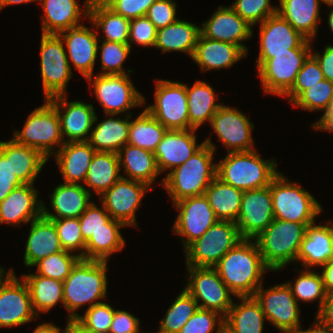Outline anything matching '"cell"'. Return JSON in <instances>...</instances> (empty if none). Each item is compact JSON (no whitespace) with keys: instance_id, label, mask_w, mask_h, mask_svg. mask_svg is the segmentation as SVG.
<instances>
[{"instance_id":"obj_17","label":"cell","mask_w":333,"mask_h":333,"mask_svg":"<svg viewBox=\"0 0 333 333\" xmlns=\"http://www.w3.org/2000/svg\"><path fill=\"white\" fill-rule=\"evenodd\" d=\"M211 128L230 152H246L254 150L252 130L254 124L236 107L223 105L211 119Z\"/></svg>"},{"instance_id":"obj_67","label":"cell","mask_w":333,"mask_h":333,"mask_svg":"<svg viewBox=\"0 0 333 333\" xmlns=\"http://www.w3.org/2000/svg\"><path fill=\"white\" fill-rule=\"evenodd\" d=\"M61 329L54 325L53 323H41V325H38L32 333H61ZM62 333H65V330H63Z\"/></svg>"},{"instance_id":"obj_8","label":"cell","mask_w":333,"mask_h":333,"mask_svg":"<svg viewBox=\"0 0 333 333\" xmlns=\"http://www.w3.org/2000/svg\"><path fill=\"white\" fill-rule=\"evenodd\" d=\"M312 48H294L290 53L259 54L256 66L264 92L283 97L293 86Z\"/></svg>"},{"instance_id":"obj_69","label":"cell","mask_w":333,"mask_h":333,"mask_svg":"<svg viewBox=\"0 0 333 333\" xmlns=\"http://www.w3.org/2000/svg\"><path fill=\"white\" fill-rule=\"evenodd\" d=\"M331 11L328 14V25L333 32V6H331Z\"/></svg>"},{"instance_id":"obj_19","label":"cell","mask_w":333,"mask_h":333,"mask_svg":"<svg viewBox=\"0 0 333 333\" xmlns=\"http://www.w3.org/2000/svg\"><path fill=\"white\" fill-rule=\"evenodd\" d=\"M270 185L244 191L236 224L243 239H255L274 220Z\"/></svg>"},{"instance_id":"obj_29","label":"cell","mask_w":333,"mask_h":333,"mask_svg":"<svg viewBox=\"0 0 333 333\" xmlns=\"http://www.w3.org/2000/svg\"><path fill=\"white\" fill-rule=\"evenodd\" d=\"M246 56L247 53L240 46L212 40L200 33L192 60L201 68V72H205L232 67Z\"/></svg>"},{"instance_id":"obj_71","label":"cell","mask_w":333,"mask_h":333,"mask_svg":"<svg viewBox=\"0 0 333 333\" xmlns=\"http://www.w3.org/2000/svg\"><path fill=\"white\" fill-rule=\"evenodd\" d=\"M322 2L326 5H328L329 7L333 6V0H322Z\"/></svg>"},{"instance_id":"obj_32","label":"cell","mask_w":333,"mask_h":333,"mask_svg":"<svg viewBox=\"0 0 333 333\" xmlns=\"http://www.w3.org/2000/svg\"><path fill=\"white\" fill-rule=\"evenodd\" d=\"M94 153L95 150L88 141L64 143L54 153L55 162L58 164L64 182L82 185Z\"/></svg>"},{"instance_id":"obj_7","label":"cell","mask_w":333,"mask_h":333,"mask_svg":"<svg viewBox=\"0 0 333 333\" xmlns=\"http://www.w3.org/2000/svg\"><path fill=\"white\" fill-rule=\"evenodd\" d=\"M44 100L42 106L29 114L22 131L15 129L12 138L19 144L39 150L49 159L64 145V141L57 109L49 99Z\"/></svg>"},{"instance_id":"obj_42","label":"cell","mask_w":333,"mask_h":333,"mask_svg":"<svg viewBox=\"0 0 333 333\" xmlns=\"http://www.w3.org/2000/svg\"><path fill=\"white\" fill-rule=\"evenodd\" d=\"M22 278L28 286L32 307L37 316L42 312L47 313L59 301L64 306L63 282L34 273L24 274Z\"/></svg>"},{"instance_id":"obj_18","label":"cell","mask_w":333,"mask_h":333,"mask_svg":"<svg viewBox=\"0 0 333 333\" xmlns=\"http://www.w3.org/2000/svg\"><path fill=\"white\" fill-rule=\"evenodd\" d=\"M150 188L147 184L121 177L110 189L101 195V204L106 211L125 226H135L136 210Z\"/></svg>"},{"instance_id":"obj_36","label":"cell","mask_w":333,"mask_h":333,"mask_svg":"<svg viewBox=\"0 0 333 333\" xmlns=\"http://www.w3.org/2000/svg\"><path fill=\"white\" fill-rule=\"evenodd\" d=\"M118 157L120 170L124 167L123 172L128 176L123 175V178L139 181L150 187L161 174L154 153L149 150L126 144L118 152Z\"/></svg>"},{"instance_id":"obj_24","label":"cell","mask_w":333,"mask_h":333,"mask_svg":"<svg viewBox=\"0 0 333 333\" xmlns=\"http://www.w3.org/2000/svg\"><path fill=\"white\" fill-rule=\"evenodd\" d=\"M195 132V129L166 131L154 151L161 174L184 164L203 145L204 142L197 144Z\"/></svg>"},{"instance_id":"obj_72","label":"cell","mask_w":333,"mask_h":333,"mask_svg":"<svg viewBox=\"0 0 333 333\" xmlns=\"http://www.w3.org/2000/svg\"><path fill=\"white\" fill-rule=\"evenodd\" d=\"M5 269L3 267H0V279L5 275Z\"/></svg>"},{"instance_id":"obj_37","label":"cell","mask_w":333,"mask_h":333,"mask_svg":"<svg viewBox=\"0 0 333 333\" xmlns=\"http://www.w3.org/2000/svg\"><path fill=\"white\" fill-rule=\"evenodd\" d=\"M120 171L118 153L95 151L84 184L101 196L122 177Z\"/></svg>"},{"instance_id":"obj_63","label":"cell","mask_w":333,"mask_h":333,"mask_svg":"<svg viewBox=\"0 0 333 333\" xmlns=\"http://www.w3.org/2000/svg\"><path fill=\"white\" fill-rule=\"evenodd\" d=\"M314 130L333 132V100L324 114L312 125Z\"/></svg>"},{"instance_id":"obj_55","label":"cell","mask_w":333,"mask_h":333,"mask_svg":"<svg viewBox=\"0 0 333 333\" xmlns=\"http://www.w3.org/2000/svg\"><path fill=\"white\" fill-rule=\"evenodd\" d=\"M78 219L82 237L87 242L92 234L102 228H107V222L111 219V215L102 204L99 208L92 202Z\"/></svg>"},{"instance_id":"obj_2","label":"cell","mask_w":333,"mask_h":333,"mask_svg":"<svg viewBox=\"0 0 333 333\" xmlns=\"http://www.w3.org/2000/svg\"><path fill=\"white\" fill-rule=\"evenodd\" d=\"M182 165L166 174L162 186L173 203L185 198L203 195L209 184L216 178L217 163L212 162L216 146L210 137Z\"/></svg>"},{"instance_id":"obj_62","label":"cell","mask_w":333,"mask_h":333,"mask_svg":"<svg viewBox=\"0 0 333 333\" xmlns=\"http://www.w3.org/2000/svg\"><path fill=\"white\" fill-rule=\"evenodd\" d=\"M323 324L333 327V292L326 295L321 309L315 315Z\"/></svg>"},{"instance_id":"obj_20","label":"cell","mask_w":333,"mask_h":333,"mask_svg":"<svg viewBox=\"0 0 333 333\" xmlns=\"http://www.w3.org/2000/svg\"><path fill=\"white\" fill-rule=\"evenodd\" d=\"M60 118L61 135L64 143L88 141L91 128L98 121L94 106L81 101H68L66 95L49 99ZM65 137H67L65 139Z\"/></svg>"},{"instance_id":"obj_21","label":"cell","mask_w":333,"mask_h":333,"mask_svg":"<svg viewBox=\"0 0 333 333\" xmlns=\"http://www.w3.org/2000/svg\"><path fill=\"white\" fill-rule=\"evenodd\" d=\"M200 33L212 40L240 46L248 54V48L243 42L252 38L253 29L231 6L221 5L207 21L202 23Z\"/></svg>"},{"instance_id":"obj_38","label":"cell","mask_w":333,"mask_h":333,"mask_svg":"<svg viewBox=\"0 0 333 333\" xmlns=\"http://www.w3.org/2000/svg\"><path fill=\"white\" fill-rule=\"evenodd\" d=\"M224 317V323L235 333H263L267 321L259 302L254 296L237 297Z\"/></svg>"},{"instance_id":"obj_28","label":"cell","mask_w":333,"mask_h":333,"mask_svg":"<svg viewBox=\"0 0 333 333\" xmlns=\"http://www.w3.org/2000/svg\"><path fill=\"white\" fill-rule=\"evenodd\" d=\"M63 183L49 194L52 211L54 210L55 214L50 213L42 202V216L46 219L79 218L92 203L90 201L92 194L84 185Z\"/></svg>"},{"instance_id":"obj_56","label":"cell","mask_w":333,"mask_h":333,"mask_svg":"<svg viewBox=\"0 0 333 333\" xmlns=\"http://www.w3.org/2000/svg\"><path fill=\"white\" fill-rule=\"evenodd\" d=\"M157 28L146 17H138L130 20L128 45L132 47V43L144 47H154L156 44Z\"/></svg>"},{"instance_id":"obj_43","label":"cell","mask_w":333,"mask_h":333,"mask_svg":"<svg viewBox=\"0 0 333 333\" xmlns=\"http://www.w3.org/2000/svg\"><path fill=\"white\" fill-rule=\"evenodd\" d=\"M125 225L115 219L107 222V228H102L92 234L85 246L86 260L107 261L109 257L125 248V239L120 232V228Z\"/></svg>"},{"instance_id":"obj_35","label":"cell","mask_w":333,"mask_h":333,"mask_svg":"<svg viewBox=\"0 0 333 333\" xmlns=\"http://www.w3.org/2000/svg\"><path fill=\"white\" fill-rule=\"evenodd\" d=\"M200 35V27L192 22L177 19L166 27L157 29L156 44L162 53L184 52L193 57L197 40Z\"/></svg>"},{"instance_id":"obj_22","label":"cell","mask_w":333,"mask_h":333,"mask_svg":"<svg viewBox=\"0 0 333 333\" xmlns=\"http://www.w3.org/2000/svg\"><path fill=\"white\" fill-rule=\"evenodd\" d=\"M90 31L89 27L79 25L69 28L66 31L59 33L64 47H67V58L73 64V67L79 71L85 79L94 76V66L98 54V45L101 37H98V30L96 33Z\"/></svg>"},{"instance_id":"obj_13","label":"cell","mask_w":333,"mask_h":333,"mask_svg":"<svg viewBox=\"0 0 333 333\" xmlns=\"http://www.w3.org/2000/svg\"><path fill=\"white\" fill-rule=\"evenodd\" d=\"M268 322L282 333H298L301 328L298 302L287 282L264 289L263 283L254 294Z\"/></svg>"},{"instance_id":"obj_50","label":"cell","mask_w":333,"mask_h":333,"mask_svg":"<svg viewBox=\"0 0 333 333\" xmlns=\"http://www.w3.org/2000/svg\"><path fill=\"white\" fill-rule=\"evenodd\" d=\"M57 230L61 247L71 253L79 251L78 256L85 259V246L78 218L49 219Z\"/></svg>"},{"instance_id":"obj_4","label":"cell","mask_w":333,"mask_h":333,"mask_svg":"<svg viewBox=\"0 0 333 333\" xmlns=\"http://www.w3.org/2000/svg\"><path fill=\"white\" fill-rule=\"evenodd\" d=\"M275 158L264 160L255 150L230 152L217 163L216 177L242 191L270 185L277 171Z\"/></svg>"},{"instance_id":"obj_53","label":"cell","mask_w":333,"mask_h":333,"mask_svg":"<svg viewBox=\"0 0 333 333\" xmlns=\"http://www.w3.org/2000/svg\"><path fill=\"white\" fill-rule=\"evenodd\" d=\"M114 312V307L102 301L91 308H86L85 314L79 315L76 319L88 329L99 333H108Z\"/></svg>"},{"instance_id":"obj_39","label":"cell","mask_w":333,"mask_h":333,"mask_svg":"<svg viewBox=\"0 0 333 333\" xmlns=\"http://www.w3.org/2000/svg\"><path fill=\"white\" fill-rule=\"evenodd\" d=\"M186 91L189 129L197 130L206 121L211 122L223 103L216 102L213 87L204 81H196L192 87L186 85Z\"/></svg>"},{"instance_id":"obj_30","label":"cell","mask_w":333,"mask_h":333,"mask_svg":"<svg viewBox=\"0 0 333 333\" xmlns=\"http://www.w3.org/2000/svg\"><path fill=\"white\" fill-rule=\"evenodd\" d=\"M0 153L10 159L12 172L23 184H34L48 160L39 150L19 144L13 138L0 141Z\"/></svg>"},{"instance_id":"obj_3","label":"cell","mask_w":333,"mask_h":333,"mask_svg":"<svg viewBox=\"0 0 333 333\" xmlns=\"http://www.w3.org/2000/svg\"><path fill=\"white\" fill-rule=\"evenodd\" d=\"M107 261L80 258L63 281L65 309L70 312L68 319H76L77 309L89 304L88 308L101 303L107 295ZM98 300V301H97Z\"/></svg>"},{"instance_id":"obj_57","label":"cell","mask_w":333,"mask_h":333,"mask_svg":"<svg viewBox=\"0 0 333 333\" xmlns=\"http://www.w3.org/2000/svg\"><path fill=\"white\" fill-rule=\"evenodd\" d=\"M106 7L113 9L117 14L128 20L146 15L149 7L156 0H98Z\"/></svg>"},{"instance_id":"obj_15","label":"cell","mask_w":333,"mask_h":333,"mask_svg":"<svg viewBox=\"0 0 333 333\" xmlns=\"http://www.w3.org/2000/svg\"><path fill=\"white\" fill-rule=\"evenodd\" d=\"M26 282L13 268L0 279V328L15 327L37 319Z\"/></svg>"},{"instance_id":"obj_26","label":"cell","mask_w":333,"mask_h":333,"mask_svg":"<svg viewBox=\"0 0 333 333\" xmlns=\"http://www.w3.org/2000/svg\"><path fill=\"white\" fill-rule=\"evenodd\" d=\"M326 224L306 226L297 255V262L305 269L321 267L333 259V219Z\"/></svg>"},{"instance_id":"obj_58","label":"cell","mask_w":333,"mask_h":333,"mask_svg":"<svg viewBox=\"0 0 333 333\" xmlns=\"http://www.w3.org/2000/svg\"><path fill=\"white\" fill-rule=\"evenodd\" d=\"M176 2L174 0H156L147 10L146 17L157 28H163L175 22L176 17Z\"/></svg>"},{"instance_id":"obj_45","label":"cell","mask_w":333,"mask_h":333,"mask_svg":"<svg viewBox=\"0 0 333 333\" xmlns=\"http://www.w3.org/2000/svg\"><path fill=\"white\" fill-rule=\"evenodd\" d=\"M198 309L197 301L184 288L160 320L158 333H179Z\"/></svg>"},{"instance_id":"obj_44","label":"cell","mask_w":333,"mask_h":333,"mask_svg":"<svg viewBox=\"0 0 333 333\" xmlns=\"http://www.w3.org/2000/svg\"><path fill=\"white\" fill-rule=\"evenodd\" d=\"M167 129L146 109L130 120L128 144L154 153Z\"/></svg>"},{"instance_id":"obj_5","label":"cell","mask_w":333,"mask_h":333,"mask_svg":"<svg viewBox=\"0 0 333 333\" xmlns=\"http://www.w3.org/2000/svg\"><path fill=\"white\" fill-rule=\"evenodd\" d=\"M306 226L293 221L274 219L255 238L265 265L276 272L289 263L297 262V255Z\"/></svg>"},{"instance_id":"obj_46","label":"cell","mask_w":333,"mask_h":333,"mask_svg":"<svg viewBox=\"0 0 333 333\" xmlns=\"http://www.w3.org/2000/svg\"><path fill=\"white\" fill-rule=\"evenodd\" d=\"M299 273L294 284L291 282H287V284L291 288L292 294L298 303L301 300L303 302L318 300V312L327 295L322 276L320 273L312 271L311 269H304V271H300Z\"/></svg>"},{"instance_id":"obj_12","label":"cell","mask_w":333,"mask_h":333,"mask_svg":"<svg viewBox=\"0 0 333 333\" xmlns=\"http://www.w3.org/2000/svg\"><path fill=\"white\" fill-rule=\"evenodd\" d=\"M155 87V102L145 109L167 130H189L186 85L157 79Z\"/></svg>"},{"instance_id":"obj_11","label":"cell","mask_w":333,"mask_h":333,"mask_svg":"<svg viewBox=\"0 0 333 333\" xmlns=\"http://www.w3.org/2000/svg\"><path fill=\"white\" fill-rule=\"evenodd\" d=\"M40 71L45 99L66 95L73 76L64 43L57 34H42L40 41Z\"/></svg>"},{"instance_id":"obj_34","label":"cell","mask_w":333,"mask_h":333,"mask_svg":"<svg viewBox=\"0 0 333 333\" xmlns=\"http://www.w3.org/2000/svg\"><path fill=\"white\" fill-rule=\"evenodd\" d=\"M106 116L110 117L92 128L88 142L95 151L118 153L128 144L130 118L133 116L126 115L124 119L114 114Z\"/></svg>"},{"instance_id":"obj_66","label":"cell","mask_w":333,"mask_h":333,"mask_svg":"<svg viewBox=\"0 0 333 333\" xmlns=\"http://www.w3.org/2000/svg\"><path fill=\"white\" fill-rule=\"evenodd\" d=\"M298 333H333V327L323 324L317 317L312 327L306 330L299 329Z\"/></svg>"},{"instance_id":"obj_65","label":"cell","mask_w":333,"mask_h":333,"mask_svg":"<svg viewBox=\"0 0 333 333\" xmlns=\"http://www.w3.org/2000/svg\"><path fill=\"white\" fill-rule=\"evenodd\" d=\"M65 333H99L94 330L88 329L82 325L77 319H67Z\"/></svg>"},{"instance_id":"obj_14","label":"cell","mask_w":333,"mask_h":333,"mask_svg":"<svg viewBox=\"0 0 333 333\" xmlns=\"http://www.w3.org/2000/svg\"><path fill=\"white\" fill-rule=\"evenodd\" d=\"M188 283L184 287L197 301L199 308L213 310L226 316L230 310L234 294L219 277L214 267L187 266ZM201 303H200V302Z\"/></svg>"},{"instance_id":"obj_10","label":"cell","mask_w":333,"mask_h":333,"mask_svg":"<svg viewBox=\"0 0 333 333\" xmlns=\"http://www.w3.org/2000/svg\"><path fill=\"white\" fill-rule=\"evenodd\" d=\"M87 81L106 115H124L127 111V115H131L130 109L145 104V97L138 92L129 74H96L88 77Z\"/></svg>"},{"instance_id":"obj_60","label":"cell","mask_w":333,"mask_h":333,"mask_svg":"<svg viewBox=\"0 0 333 333\" xmlns=\"http://www.w3.org/2000/svg\"><path fill=\"white\" fill-rule=\"evenodd\" d=\"M23 183L14 175L10 167V159L0 153V203Z\"/></svg>"},{"instance_id":"obj_40","label":"cell","mask_w":333,"mask_h":333,"mask_svg":"<svg viewBox=\"0 0 333 333\" xmlns=\"http://www.w3.org/2000/svg\"><path fill=\"white\" fill-rule=\"evenodd\" d=\"M244 191L215 178L205 190L210 207L218 220L236 222Z\"/></svg>"},{"instance_id":"obj_48","label":"cell","mask_w":333,"mask_h":333,"mask_svg":"<svg viewBox=\"0 0 333 333\" xmlns=\"http://www.w3.org/2000/svg\"><path fill=\"white\" fill-rule=\"evenodd\" d=\"M332 100L333 82L324 79L304 90L291 104L309 112H325Z\"/></svg>"},{"instance_id":"obj_49","label":"cell","mask_w":333,"mask_h":333,"mask_svg":"<svg viewBox=\"0 0 333 333\" xmlns=\"http://www.w3.org/2000/svg\"><path fill=\"white\" fill-rule=\"evenodd\" d=\"M99 49L101 51V68L103 70L99 75L131 74L133 72V70L125 71L123 68V62L131 53V48L128 44L103 40L102 44L98 45Z\"/></svg>"},{"instance_id":"obj_54","label":"cell","mask_w":333,"mask_h":333,"mask_svg":"<svg viewBox=\"0 0 333 333\" xmlns=\"http://www.w3.org/2000/svg\"><path fill=\"white\" fill-rule=\"evenodd\" d=\"M223 324L224 316L220 313L199 308L179 333H212L216 327V333H220Z\"/></svg>"},{"instance_id":"obj_27","label":"cell","mask_w":333,"mask_h":333,"mask_svg":"<svg viewBox=\"0 0 333 333\" xmlns=\"http://www.w3.org/2000/svg\"><path fill=\"white\" fill-rule=\"evenodd\" d=\"M44 10L42 19V34H59L81 25V18L89 16L91 0H85L80 8L77 0H37ZM81 9H83L81 13Z\"/></svg>"},{"instance_id":"obj_23","label":"cell","mask_w":333,"mask_h":333,"mask_svg":"<svg viewBox=\"0 0 333 333\" xmlns=\"http://www.w3.org/2000/svg\"><path fill=\"white\" fill-rule=\"evenodd\" d=\"M259 28V54L290 53V49L294 48H312L311 41L278 13L260 23Z\"/></svg>"},{"instance_id":"obj_68","label":"cell","mask_w":333,"mask_h":333,"mask_svg":"<svg viewBox=\"0 0 333 333\" xmlns=\"http://www.w3.org/2000/svg\"><path fill=\"white\" fill-rule=\"evenodd\" d=\"M37 0H0V11L8 5L26 4L30 2H36Z\"/></svg>"},{"instance_id":"obj_61","label":"cell","mask_w":333,"mask_h":333,"mask_svg":"<svg viewBox=\"0 0 333 333\" xmlns=\"http://www.w3.org/2000/svg\"><path fill=\"white\" fill-rule=\"evenodd\" d=\"M323 54L317 51H312V55L319 62L324 78L333 82V45H327Z\"/></svg>"},{"instance_id":"obj_6","label":"cell","mask_w":333,"mask_h":333,"mask_svg":"<svg viewBox=\"0 0 333 333\" xmlns=\"http://www.w3.org/2000/svg\"><path fill=\"white\" fill-rule=\"evenodd\" d=\"M274 218L302 223L305 226L315 223L322 212L320 203L301 184L289 182L279 172L270 183Z\"/></svg>"},{"instance_id":"obj_51","label":"cell","mask_w":333,"mask_h":333,"mask_svg":"<svg viewBox=\"0 0 333 333\" xmlns=\"http://www.w3.org/2000/svg\"><path fill=\"white\" fill-rule=\"evenodd\" d=\"M271 0H235L231 7L252 27L264 22L268 17L277 14V7Z\"/></svg>"},{"instance_id":"obj_25","label":"cell","mask_w":333,"mask_h":333,"mask_svg":"<svg viewBox=\"0 0 333 333\" xmlns=\"http://www.w3.org/2000/svg\"><path fill=\"white\" fill-rule=\"evenodd\" d=\"M34 184H22L16 187L0 203V223L19 225L28 223L42 216V200Z\"/></svg>"},{"instance_id":"obj_52","label":"cell","mask_w":333,"mask_h":333,"mask_svg":"<svg viewBox=\"0 0 333 333\" xmlns=\"http://www.w3.org/2000/svg\"><path fill=\"white\" fill-rule=\"evenodd\" d=\"M324 79L319 62L311 54L298 72L292 88L283 97H289L288 100L292 103L304 90Z\"/></svg>"},{"instance_id":"obj_9","label":"cell","mask_w":333,"mask_h":333,"mask_svg":"<svg viewBox=\"0 0 333 333\" xmlns=\"http://www.w3.org/2000/svg\"><path fill=\"white\" fill-rule=\"evenodd\" d=\"M241 240L236 222L218 220L184 250L186 266L214 267Z\"/></svg>"},{"instance_id":"obj_31","label":"cell","mask_w":333,"mask_h":333,"mask_svg":"<svg viewBox=\"0 0 333 333\" xmlns=\"http://www.w3.org/2000/svg\"><path fill=\"white\" fill-rule=\"evenodd\" d=\"M59 251H63V248L54 223L43 216L31 221L24 252V264L30 268L34 267L41 259Z\"/></svg>"},{"instance_id":"obj_70","label":"cell","mask_w":333,"mask_h":333,"mask_svg":"<svg viewBox=\"0 0 333 333\" xmlns=\"http://www.w3.org/2000/svg\"><path fill=\"white\" fill-rule=\"evenodd\" d=\"M220 333H235L225 323L222 325Z\"/></svg>"},{"instance_id":"obj_41","label":"cell","mask_w":333,"mask_h":333,"mask_svg":"<svg viewBox=\"0 0 333 333\" xmlns=\"http://www.w3.org/2000/svg\"><path fill=\"white\" fill-rule=\"evenodd\" d=\"M88 18L95 29L100 28L104 32L103 40L128 44L130 20L98 0H91Z\"/></svg>"},{"instance_id":"obj_59","label":"cell","mask_w":333,"mask_h":333,"mask_svg":"<svg viewBox=\"0 0 333 333\" xmlns=\"http://www.w3.org/2000/svg\"><path fill=\"white\" fill-rule=\"evenodd\" d=\"M140 320L125 310H115L108 333H140Z\"/></svg>"},{"instance_id":"obj_64","label":"cell","mask_w":333,"mask_h":333,"mask_svg":"<svg viewBox=\"0 0 333 333\" xmlns=\"http://www.w3.org/2000/svg\"><path fill=\"white\" fill-rule=\"evenodd\" d=\"M322 269V279H323V285L325 288L326 293L333 292V259L325 263L323 266H321Z\"/></svg>"},{"instance_id":"obj_47","label":"cell","mask_w":333,"mask_h":333,"mask_svg":"<svg viewBox=\"0 0 333 333\" xmlns=\"http://www.w3.org/2000/svg\"><path fill=\"white\" fill-rule=\"evenodd\" d=\"M79 259L77 253L63 250L41 259L34 267L36 266L38 275L63 282Z\"/></svg>"},{"instance_id":"obj_1","label":"cell","mask_w":333,"mask_h":333,"mask_svg":"<svg viewBox=\"0 0 333 333\" xmlns=\"http://www.w3.org/2000/svg\"><path fill=\"white\" fill-rule=\"evenodd\" d=\"M219 277L235 297L254 296L271 271L264 263L255 239H243L214 266Z\"/></svg>"},{"instance_id":"obj_33","label":"cell","mask_w":333,"mask_h":333,"mask_svg":"<svg viewBox=\"0 0 333 333\" xmlns=\"http://www.w3.org/2000/svg\"><path fill=\"white\" fill-rule=\"evenodd\" d=\"M279 2L277 13L303 37L313 41L318 32L322 0H279Z\"/></svg>"},{"instance_id":"obj_16","label":"cell","mask_w":333,"mask_h":333,"mask_svg":"<svg viewBox=\"0 0 333 333\" xmlns=\"http://www.w3.org/2000/svg\"><path fill=\"white\" fill-rule=\"evenodd\" d=\"M173 205L179 211L173 231L182 238L184 250L218 221L204 194L182 199Z\"/></svg>"}]
</instances>
